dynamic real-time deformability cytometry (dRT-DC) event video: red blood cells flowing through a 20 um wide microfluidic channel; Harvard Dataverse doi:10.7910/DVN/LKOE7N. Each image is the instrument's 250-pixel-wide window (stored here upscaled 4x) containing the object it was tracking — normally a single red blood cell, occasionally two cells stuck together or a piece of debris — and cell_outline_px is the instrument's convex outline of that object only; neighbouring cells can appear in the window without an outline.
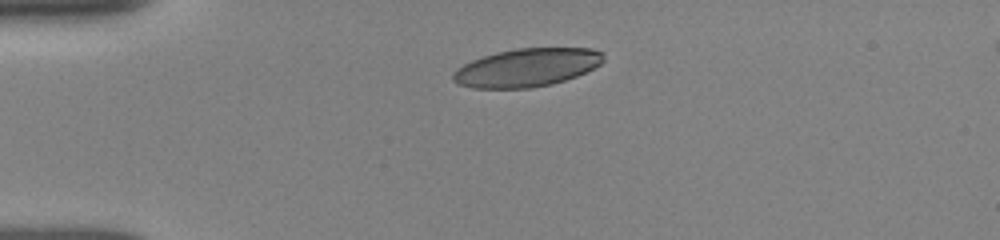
{"species": "human", "species_latin": "Homo sapiens", "temperature_condition": "room temperature", "stored_images_in_passage": 4, "camera_frame_rate_fps": 3000, "um_per_image_px": 0.085, "donor": {"sex": "female"}, "frame": {"image": 1, "passage_image": 1, "time_ms": 0.0, "image_size_px": [1000, 240], "cell_outline_px": [[604, 60], [600, 64], [576, 76], [552, 84], [532, 88], [472, 88], [460, 84], [452, 80], [452, 72], [456, 68], [472, 60], [496, 52], [516, 48], [592, 48], [604, 52]], "centroid_in_image_um": [44.77, 5.74], "position_along_channel_um": 40.2, "area_um2": 33.52}}
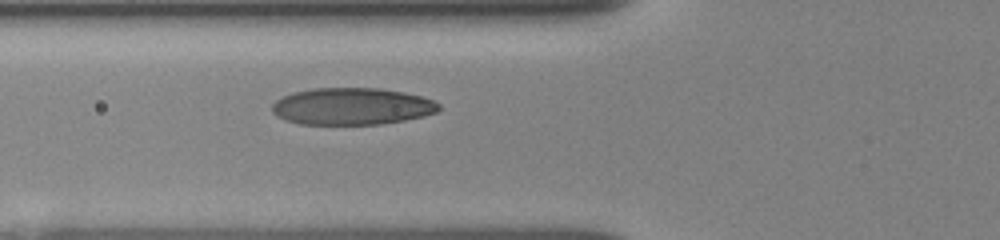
{"frame": {"image": 2, "passage_image": 4, "time_ms": 2.333, "image_size_px": [1000, 240], "cell_outline_px": [[440, 108], [436, 112], [424, 116], [404, 120], [380, 124], [300, 124], [284, 120], [272, 112], [272, 104], [276, 100], [292, 92], [312, 88], [380, 88], [404, 92], [420, 96], [432, 100], [440, 104]], "centroid_in_image_um": [29.9, 9.03], "position_along_channel_um": 95.9, "area_um2": 35.95}}